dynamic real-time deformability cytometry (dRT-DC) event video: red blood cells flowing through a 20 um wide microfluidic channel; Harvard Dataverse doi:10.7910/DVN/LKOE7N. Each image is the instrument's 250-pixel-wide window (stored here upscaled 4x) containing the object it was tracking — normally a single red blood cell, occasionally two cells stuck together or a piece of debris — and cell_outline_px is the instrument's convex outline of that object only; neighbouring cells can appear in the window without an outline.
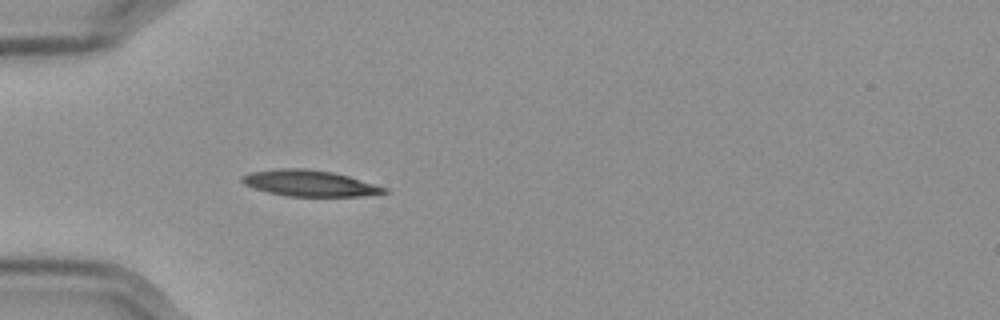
{"species": "Egyptian fruit bat (a non-hibernating species)", "species_latin": "Rousettus aegyptiacus", "temperature_condition": "cold", "stored_images_in_passage": 40, "camera_frame_rate_fps": 3000, "um_per_image_px": 0.085, "frame": {"image": 1, "passage_image": 1, "time_ms": 0.0, "image_size_px": [1000, 320], "cell_outline_px": [[388, 192], [360, 196], [288, 196], [268, 192], [252, 188], [244, 184], [240, 180], [240, 176], [252, 172], [280, 168], [308, 168], [332, 172], [348, 176], [388, 188]], "centroid_in_image_um": [26.28, 15.57], "position_along_channel_um": 58.7, "area_um2": 21.56}}
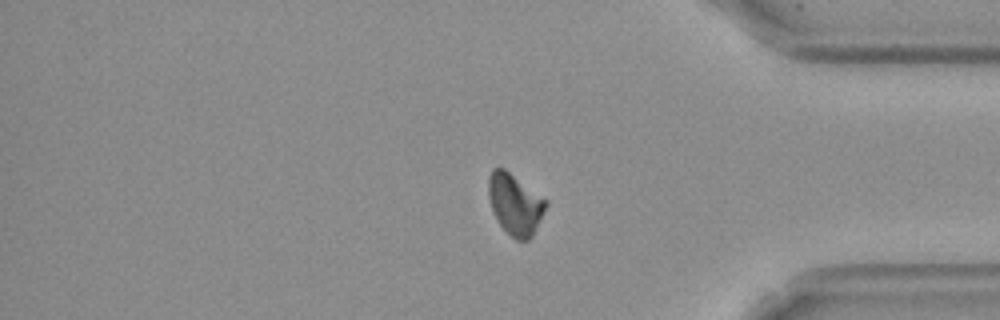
{"frame": {"image": 2, "passage_image": 31, "time_ms": 10.0, "image_size_px": [1000, 320], "cell_outline_px": [[548, 204], [532, 236], [528, 240], [516, 240], [496, 220], [492, 212], [488, 196], [488, 180], [492, 168], [504, 168], [548, 200]], "centroid_in_image_um": [43.77, 17.34], "position_along_channel_um": 391.4, "area_um2": 20.4}}
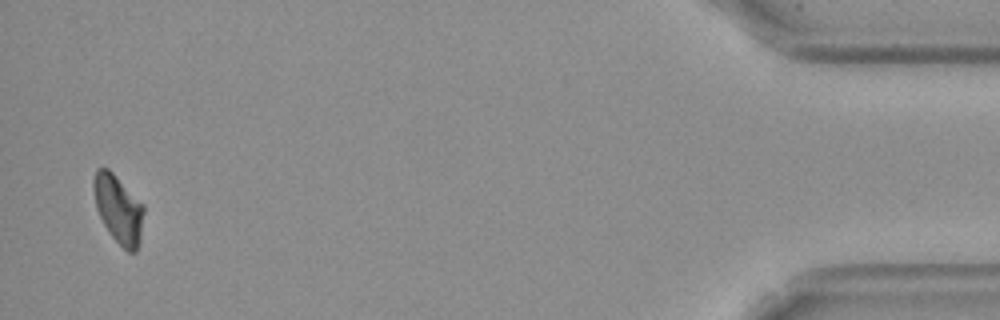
{"frame": {"image": 3, "passage_image": 39, "time_ms": 12.667, "image_size_px": [1000, 320], "cell_outline_px": [[144, 212], [140, 240], [136, 252], [128, 252], [108, 232], [96, 208], [92, 184], [92, 180], [96, 168], [108, 168], [144, 204]], "centroid_in_image_um": [10.06, 17.75], "position_along_channel_um": 425.1, "area_um2": 19.94}, "authors_computed_cell_mechanics": {"area_um2": 21.097, "velocity_mm_per_s": 3.5666, "shape_relaxation_time_tau1_ms": 4.9304, "shape_relaxation_time_tau2_ms": null, "deformation_change_tau1": 0.1414, "deformation_change_tau2": null}}